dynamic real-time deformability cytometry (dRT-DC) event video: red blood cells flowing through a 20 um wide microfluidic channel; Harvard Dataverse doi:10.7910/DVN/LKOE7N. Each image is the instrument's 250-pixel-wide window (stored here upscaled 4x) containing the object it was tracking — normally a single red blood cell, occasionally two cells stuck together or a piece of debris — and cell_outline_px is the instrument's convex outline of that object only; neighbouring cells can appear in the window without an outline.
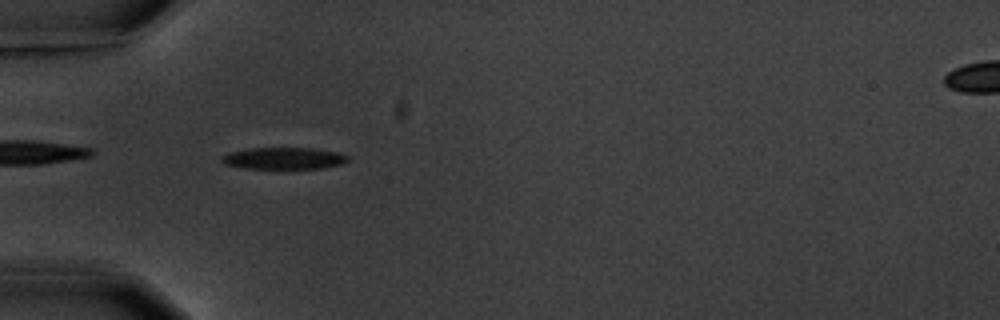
{"species": "common noctule bat (a hibernating species)", "species_latin": "Nyctalus noctula", "temperature_condition": "warm", "stored_images_in_passage": 4, "camera_frame_rate_fps": 3000, "um_per_image_px": 0.085, "animal": {"sex": "male", "body_mass_g": 20.1, "forearm_length_mm": 53.5}, "frame": {"image": 1, "passage_image": 3, "time_ms": 2.333, "image_size_px": [1000, 320], "cell_outline_px": [[348, 160], [344, 164], [324, 168], [244, 168], [224, 164], [220, 160], [220, 156], [228, 152], [248, 148], [316, 148], [340, 152], [348, 156]], "centroid_in_image_um": [24.13, 13.45], "position_along_channel_um": 60.9, "area_um2": 16.24}}